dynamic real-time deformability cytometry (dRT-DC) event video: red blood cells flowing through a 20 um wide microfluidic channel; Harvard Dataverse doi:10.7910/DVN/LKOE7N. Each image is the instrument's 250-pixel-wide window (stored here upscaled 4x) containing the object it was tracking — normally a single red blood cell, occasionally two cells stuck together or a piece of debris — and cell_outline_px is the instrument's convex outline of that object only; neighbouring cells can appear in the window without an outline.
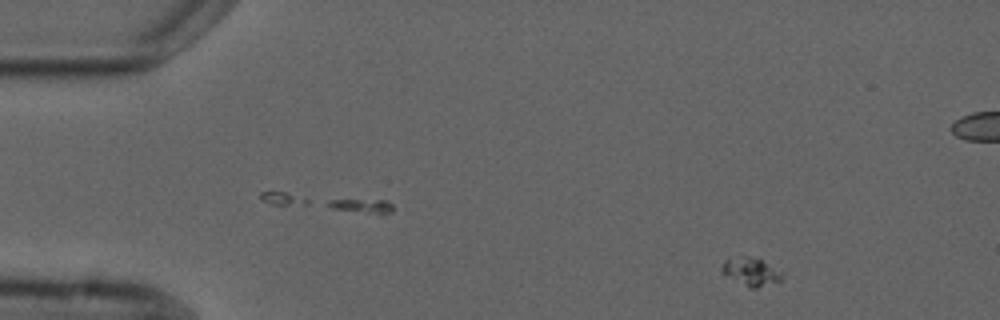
{"species": "common noctule bat (a hibernating species)", "species_latin": "Nyctalus noctula", "temperature_condition": "cold", "stored_images_in_passage": 4, "camera_frame_rate_fps": 3000, "um_per_image_px": 0.085, "animal": {"sex": "male", "forearm_length_mm": 52.5}, "frame": {"image": 1, "passage_image": 4, "time_ms": 5.333, "image_size_px": [1000, 320], "cell_outline_px": [[784, 280], [756, 288], [748, 288], [720, 272], [720, 268], [724, 260], [728, 256], [744, 256], [760, 260], [784, 272]], "centroid_in_image_um": [63.81, 23.09], "position_along_channel_um": 21.2, "area_um2": 10.12}}